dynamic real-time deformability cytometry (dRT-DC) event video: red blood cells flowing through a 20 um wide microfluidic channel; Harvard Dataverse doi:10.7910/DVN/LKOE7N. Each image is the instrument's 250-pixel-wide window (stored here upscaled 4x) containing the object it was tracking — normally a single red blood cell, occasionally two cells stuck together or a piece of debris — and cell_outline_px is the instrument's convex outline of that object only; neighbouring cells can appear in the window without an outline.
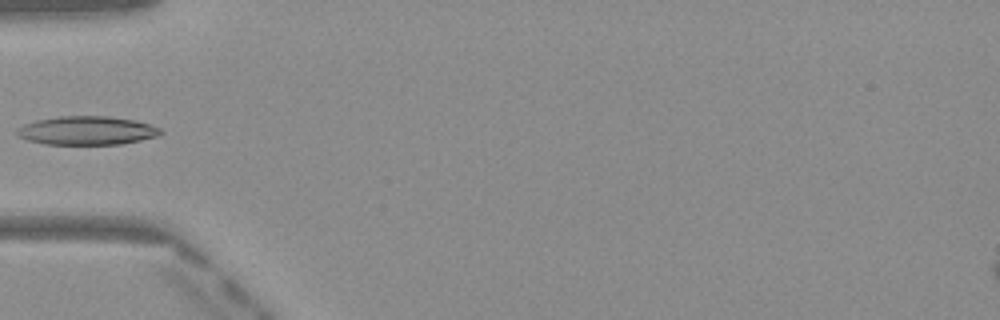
{"species": "Egyptian fruit bat (a non-hibernating species)", "species_latin": "Rousettus aegyptiacus", "temperature_condition": "warm", "stored_images_in_passage": 28, "camera_frame_rate_fps": 3000, "um_per_image_px": 0.085, "frame": {"image": 1, "passage_image": 1, "time_ms": 0.0, "image_size_px": [1000, 320], "cell_outline_px": [[164, 132], [156, 136], [140, 140], [120, 144], [44, 144], [28, 140], [16, 136], [16, 132], [24, 124], [36, 120], [60, 116], [108, 116], [136, 120], [160, 128]], "centroid_in_image_um": [7.38, 11.09], "position_along_channel_um": 77.6, "area_um2": 23.87}}
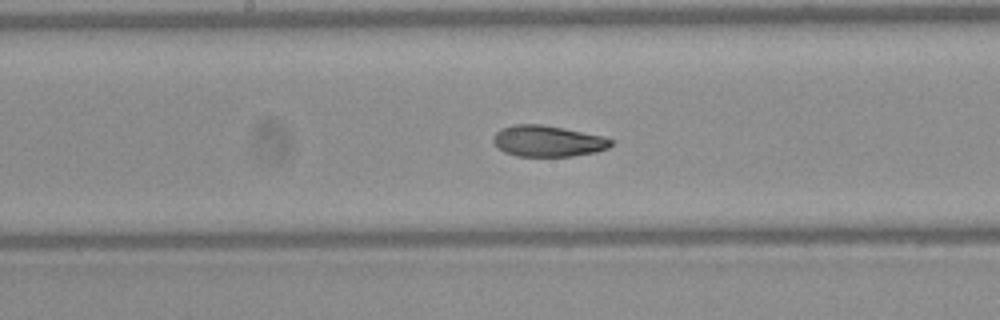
{"frame": {"image": 2, "passage_image": 10, "time_ms": 3.0, "image_size_px": [1000, 320], "cell_outline_px": [[612, 144], [608, 148], [596, 152], [572, 156], [516, 156], [504, 152], [492, 140], [496, 132], [500, 128], [512, 124], [540, 124], [564, 128], [600, 136], [612, 140]], "centroid_in_image_um": [46.53, 11.99], "position_along_channel_um": 201.7, "area_um2": 21.21}}
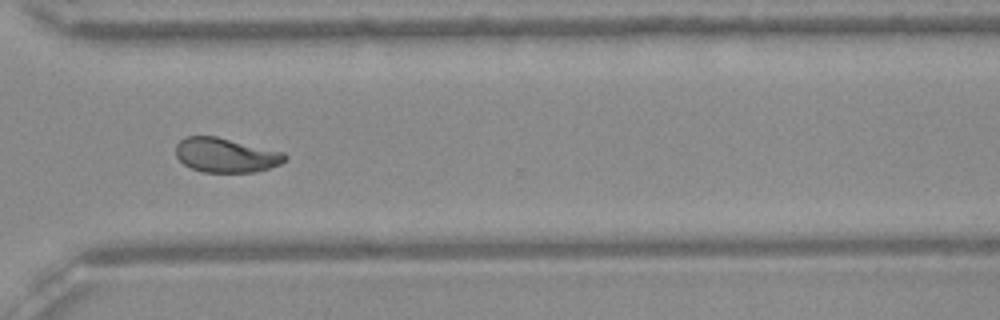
{"frame": {"image": 3, "passage_image": 21, "time_ms": 6.667, "image_size_px": [1000, 320], "cell_outline_px": [[288, 156], [280, 164], [268, 168], [252, 172], [200, 172], [184, 164], [176, 156], [176, 144], [184, 136], [216, 136], [284, 152]], "centroid_in_image_um": [19.17, 13.18], "position_along_channel_um": 351.4, "area_um2": 21.85}}